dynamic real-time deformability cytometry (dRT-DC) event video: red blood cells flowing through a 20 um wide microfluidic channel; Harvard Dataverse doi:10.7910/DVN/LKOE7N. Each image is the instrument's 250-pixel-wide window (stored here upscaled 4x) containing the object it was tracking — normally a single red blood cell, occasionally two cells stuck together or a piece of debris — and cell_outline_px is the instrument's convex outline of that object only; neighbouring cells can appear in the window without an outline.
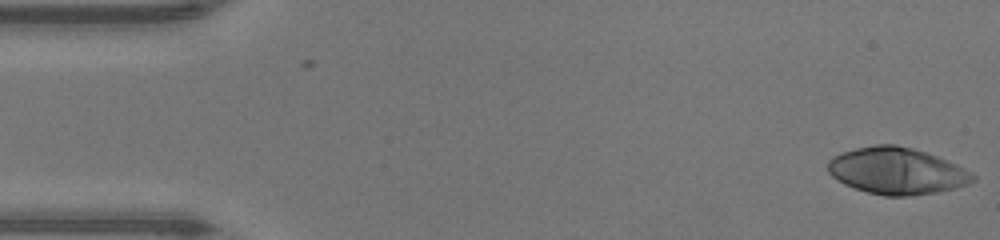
{"species": "human", "species_latin": "Homo sapiens", "temperature_condition": "warm", "stored_images_in_passage": 47, "camera_frame_rate_fps": 3000, "um_per_image_px": 0.085, "donor": {"sex": "male"}, "frame": {"image": 1, "passage_image": 1, "time_ms": 0.0, "image_size_px": [1000, 240], "cell_outline_px": [[976, 180], [968, 184], [956, 188], [936, 192], [908, 196], [884, 196], [868, 192], [844, 184], [836, 180], [828, 172], [828, 160], [832, 156], [856, 148], [876, 144], [896, 144], [912, 148], [936, 156], [956, 164], [972, 172], [976, 176]], "centroid_in_image_um": [76.23, 14.53], "position_along_channel_um": 8.8, "area_um2": 39.42}}
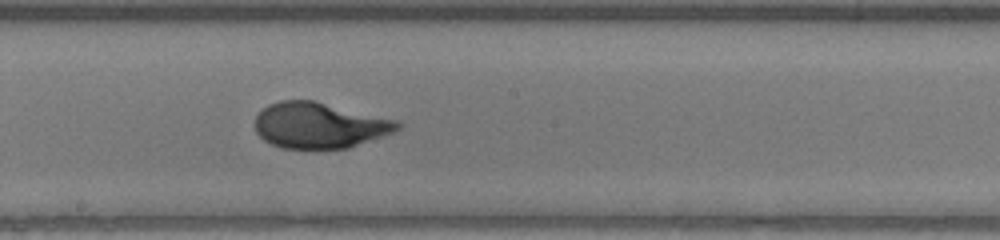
{"frame": {"image": 2, "passage_image": 25, "time_ms": 8.0, "image_size_px": [1000, 240], "cell_outline_px": [[400, 128], [392, 132], [348, 148], [284, 148], [272, 144], [264, 140], [256, 132], [256, 116], [268, 104], [280, 100], [312, 100], [400, 120]], "centroid_in_image_um": [27.15, 10.64], "position_along_channel_um": 221.0, "area_um2": 37.74}}
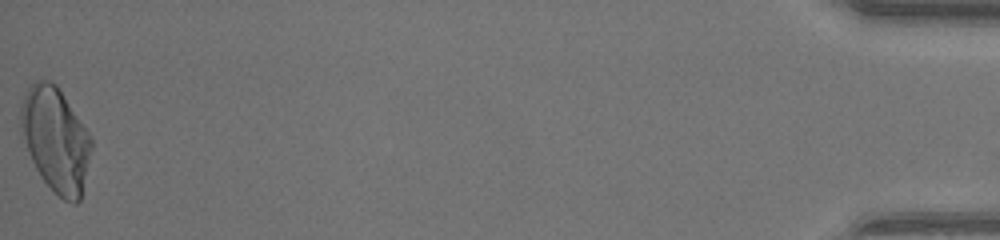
{"frame": {"image": 3, "passage_image": 47, "time_ms": 15.333, "image_size_px": [1000, 240], "cell_outline_px": [[92, 148], [80, 200], [76, 204], [72, 204], [64, 200], [40, 176], [28, 152], [20, 124], [20, 108], [24, 96], [28, 88], [36, 80], [48, 80], [56, 84], [92, 136]], "centroid_in_image_um": [4.75, 11.85], "position_along_channel_um": 430.5, "area_um2": 42.54}, "authors_computed_cell_mechanics": {"area_um2": 38.3214, "velocity_mm_per_s": 4.3608, "shape_relaxation_time_tau1_ms": 5.6513, "shape_relaxation_time_tau2_ms": null, "deformation_change_tau1": 0.2995, "deformation_change_tau2": null}}